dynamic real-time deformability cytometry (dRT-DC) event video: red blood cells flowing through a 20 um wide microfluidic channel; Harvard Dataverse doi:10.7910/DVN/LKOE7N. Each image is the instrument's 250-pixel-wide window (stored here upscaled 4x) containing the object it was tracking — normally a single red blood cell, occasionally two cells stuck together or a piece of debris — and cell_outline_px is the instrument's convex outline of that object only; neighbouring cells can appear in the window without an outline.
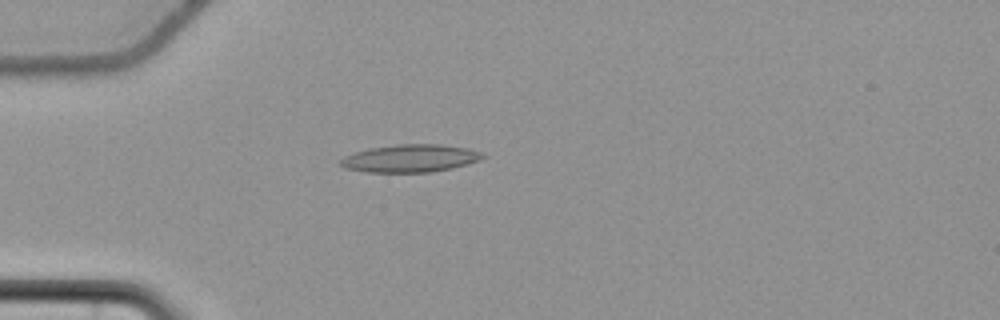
{"species": "common noctule bat (a hibernating species)", "species_latin": "Nyctalus noctula", "temperature_condition": "cold", "stored_images_in_passage": 42, "camera_frame_rate_fps": 3000, "um_per_image_px": 0.085, "animal": {"sex": "female", "body_mass_g": 22.7, "forearm_length_mm": 54.2}, "frame": {"image": 1, "passage_image": 2, "time_ms": 0.333, "image_size_px": [1000, 320], "cell_outline_px": [[484, 156], [480, 160], [468, 164], [452, 168], [432, 172], [368, 172], [344, 168], [340, 164], [340, 160], [344, 156], [352, 152], [368, 148], [396, 144], [440, 144], [468, 148], [480, 152]], "centroid_in_image_um": [34.84, 13.45], "position_along_channel_um": 50.2, "area_um2": 23.06}}
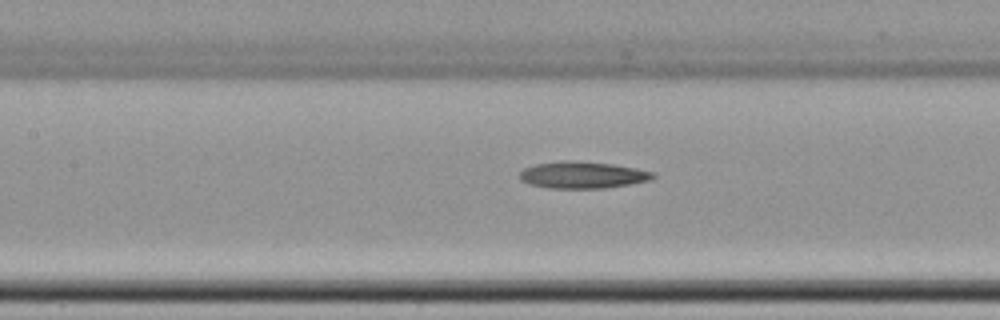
{"frame": {"image": 2, "passage_image": 12, "time_ms": 3.667, "image_size_px": [1000, 320], "cell_outline_px": [[656, 176], [652, 180], [604, 188], [548, 188], [528, 184], [520, 180], [520, 172], [524, 168], [536, 164], [564, 160], [572, 160], [612, 164], [636, 168], [656, 172]], "centroid_in_image_um": [49.53, 14.87], "position_along_channel_um": 157.9, "area_um2": 20.92}}
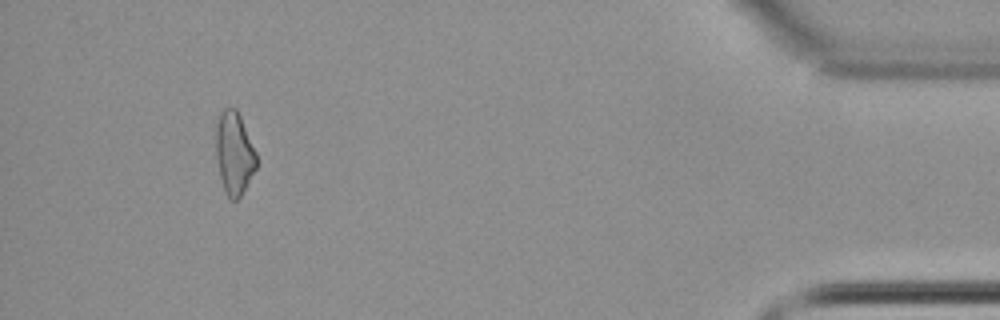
{"frame": {"image": 3, "passage_image": 38, "time_ms": 12.333, "image_size_px": [1000, 320], "cell_outline_px": [[256, 168], [248, 184], [240, 196], [236, 200], [228, 200], [224, 192], [216, 160], [216, 120], [220, 112], [224, 108], [236, 108], [240, 116], [256, 152]], "centroid_in_image_um": [19.89, 13.04], "position_along_channel_um": 415.3, "area_um2": 19.65}, "authors_computed_cell_mechanics": {"area_um2": 20.1722, "velocity_mm_per_s": 3.717, "shape_relaxation_time_tau1_ms": 4.2179, "shape_relaxation_time_tau2_ms": null, "deformation_change_tau1": 0.0941, "deformation_change_tau2": null}}